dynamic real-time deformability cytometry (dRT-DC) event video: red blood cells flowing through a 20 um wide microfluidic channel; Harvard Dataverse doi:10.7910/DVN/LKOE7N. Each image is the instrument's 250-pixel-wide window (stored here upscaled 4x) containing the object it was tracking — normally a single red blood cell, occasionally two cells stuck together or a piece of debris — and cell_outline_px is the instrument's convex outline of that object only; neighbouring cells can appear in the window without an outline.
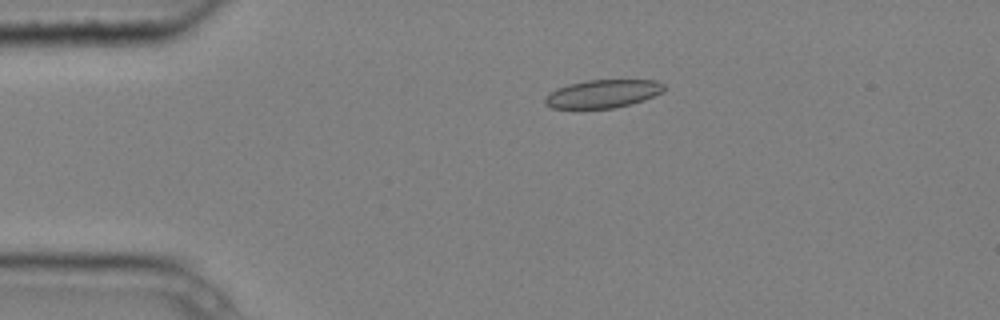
{"species": "common noctule bat (a hibernating species)", "species_latin": "Nyctalus noctula", "temperature_condition": "cold", "stored_images_in_passage": 7, "camera_frame_rate_fps": 3000, "um_per_image_px": 0.085, "animal": {"sex": "male", "body_mass_g": 20.4}, "frame": {"image": 1, "passage_image": 2, "time_ms": 0.333, "image_size_px": [1000, 320], "cell_outline_px": [[664, 92], [644, 100], [632, 104], [612, 108], [552, 108], [544, 104], [544, 100], [556, 88], [568, 84], [588, 80], [656, 80], [664, 84]], "centroid_in_image_um": [51.27, 7.97], "position_along_channel_um": 33.7, "area_um2": 19.48}}
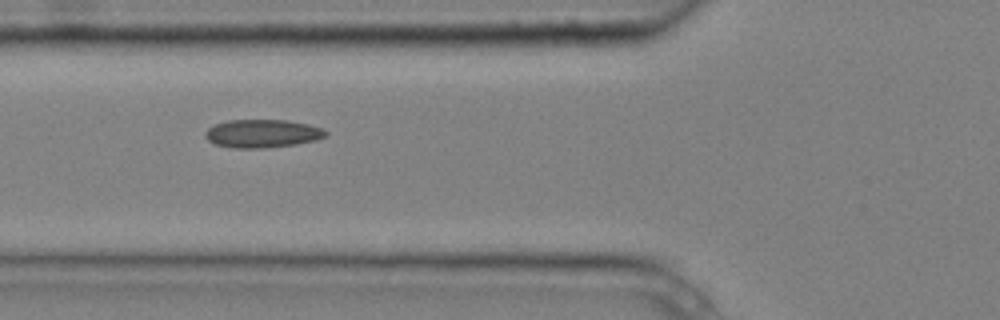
{"frame": {"image": 2, "passage_image": 4, "time_ms": 1.0, "image_size_px": [1000, 320], "cell_outline_px": [[328, 136], [316, 140], [296, 144], [264, 148], [232, 148], [216, 144], [208, 140], [204, 136], [204, 132], [208, 128], [216, 124], [228, 120], [288, 120], [308, 124], [320, 128], [328, 132]], "centroid_in_image_um": [22.3, 11.35], "position_along_channel_um": 103.5, "area_um2": 19.83}}
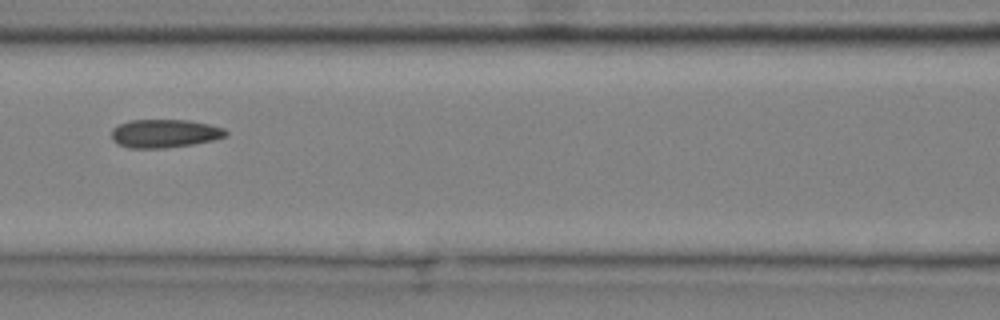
{"frame": {"image": 3, "passage_image": 5, "time_ms": 1.333, "image_size_px": [1000, 320], "cell_outline_px": [[228, 136], [212, 140], [192, 144], [164, 148], [128, 148], [112, 140], [112, 128], [120, 124], [132, 120], [188, 120], [208, 124], [224, 128], [228, 132]], "centroid_in_image_um": [14.0, 11.34], "position_along_channel_um": 152.6, "area_um2": 18.79}}